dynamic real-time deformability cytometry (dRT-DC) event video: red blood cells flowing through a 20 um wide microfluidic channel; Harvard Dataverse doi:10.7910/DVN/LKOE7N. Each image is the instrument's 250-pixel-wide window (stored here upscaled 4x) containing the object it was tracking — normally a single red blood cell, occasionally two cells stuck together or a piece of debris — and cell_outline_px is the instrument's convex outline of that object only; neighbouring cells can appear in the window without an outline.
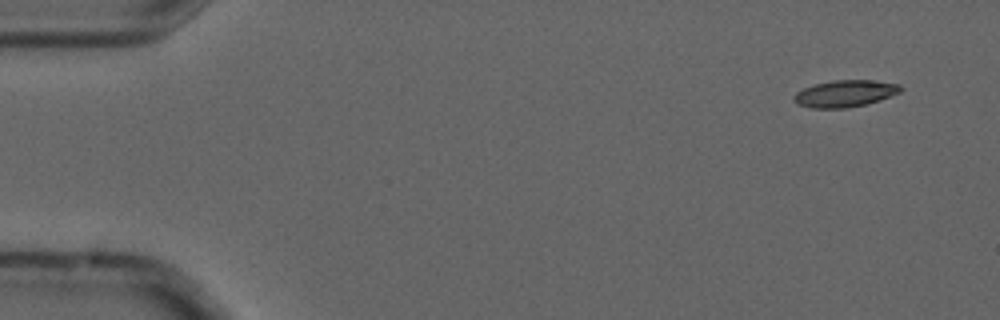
{"species": "common noctule bat (a hibernating species)", "species_latin": "Nyctalus noctula", "temperature_condition": "cold", "stored_images_in_passage": 4, "camera_frame_rate_fps": 3000, "um_per_image_px": 0.085, "animal": {"sex": "male", "forearm_length_mm": 52.5}, "frame": {"image": 1, "passage_image": 1, "time_ms": 0.0, "image_size_px": [1000, 320], "cell_outline_px": [[904, 88], [900, 92], [864, 104], [848, 108], [812, 108], [796, 104], [792, 100], [792, 96], [796, 92], [804, 88], [816, 84], [832, 80], [876, 80], [900, 84]], "centroid_in_image_um": [71.79, 7.94], "position_along_channel_um": 13.2, "area_um2": 16.65}}
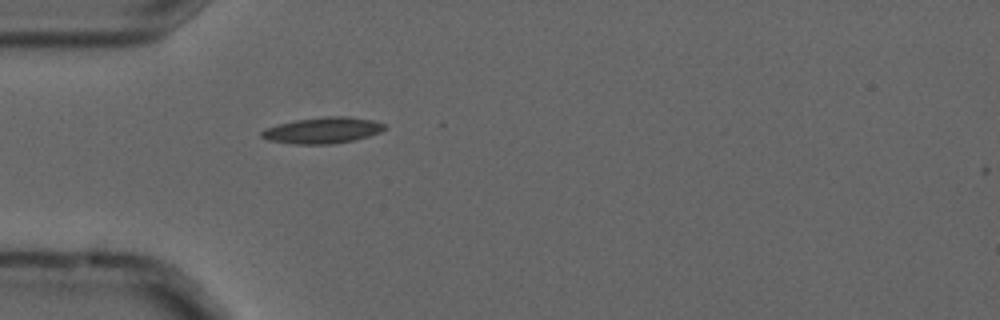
{"frame": {"image": 2, "passage_image": 4, "time_ms": 1.0, "image_size_px": [1000, 320], "cell_outline_px": [[388, 128], [380, 132], [368, 136], [352, 140], [332, 144], [296, 144], [268, 140], [260, 136], [260, 132], [264, 128], [296, 120], [324, 116], [348, 116], [372, 120], [384, 124]], "centroid_in_image_um": [27.42, 11.07], "position_along_channel_um": 57.6, "area_um2": 18.67}}